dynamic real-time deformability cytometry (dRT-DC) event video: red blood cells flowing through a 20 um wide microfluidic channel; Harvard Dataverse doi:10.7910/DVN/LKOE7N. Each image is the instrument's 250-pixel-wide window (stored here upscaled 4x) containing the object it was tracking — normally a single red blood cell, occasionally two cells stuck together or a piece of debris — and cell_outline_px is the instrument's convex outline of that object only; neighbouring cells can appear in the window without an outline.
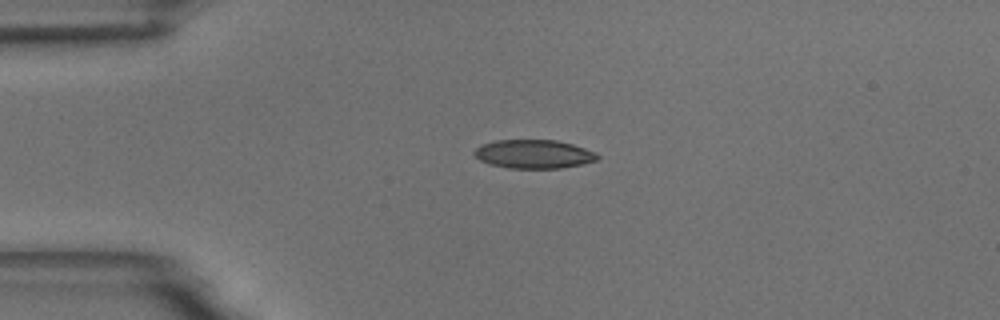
{"species": "common noctule bat (a hibernating species)", "species_latin": "Nyctalus noctula", "temperature_condition": "room temperature", "stored_images_in_passage": 43, "camera_frame_rate_fps": 3000, "um_per_image_px": 0.085, "animal": {"sex": "male", "body_mass_g": 18.8}, "frame": {"image": 1, "passage_image": 1, "time_ms": 0.0, "image_size_px": [1000, 320], "cell_outline_px": [[600, 156], [596, 160], [580, 164], [560, 168], [508, 168], [492, 164], [480, 160], [472, 152], [480, 144], [496, 140], [556, 140], [572, 144], [596, 152]], "centroid_in_image_um": [45.35, 13.08], "position_along_channel_um": 39.6, "area_um2": 20.46}}
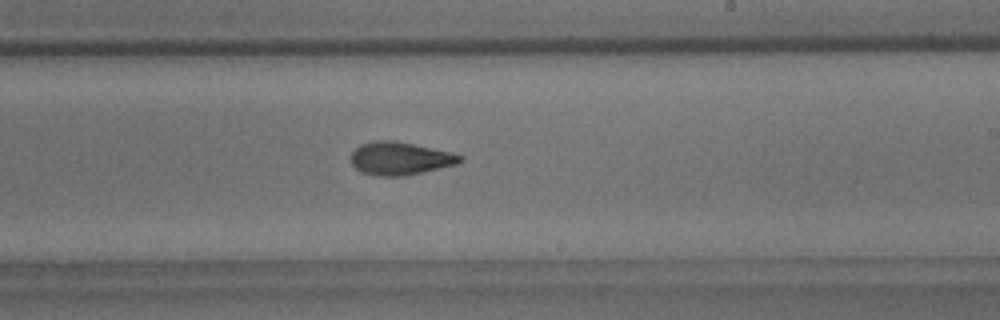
{"frame": {"image": 2, "passage_image": 21, "time_ms": 6.667, "image_size_px": [1000, 320], "cell_outline_px": [[464, 160], [456, 164], [404, 176], [376, 176], [360, 172], [352, 164], [352, 152], [360, 144], [376, 140], [392, 140], [432, 148], [464, 156]], "centroid_in_image_um": [33.98, 13.47], "position_along_channel_um": 255.0, "area_um2": 20.75}}
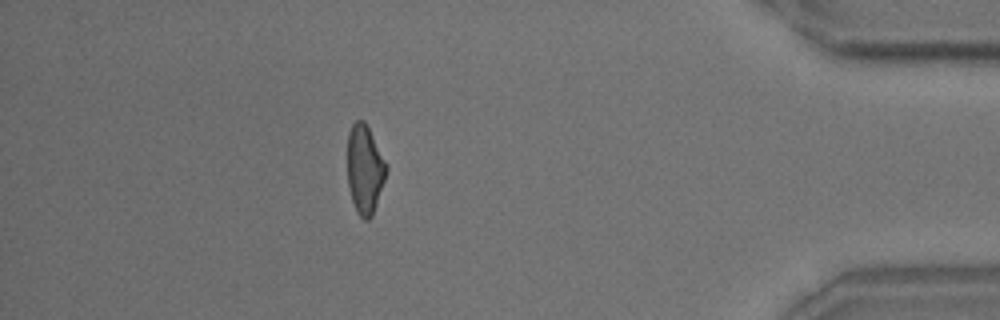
{"frame": {"image": 3, "passage_image": 37, "time_ms": 12.0, "image_size_px": [1000, 320], "cell_outline_px": [[388, 168], [372, 216], [368, 220], [364, 220], [356, 212], [352, 200], [348, 184], [348, 132], [352, 124], [356, 120], [364, 120], [388, 164]], "centroid_in_image_um": [31.01, 14.38], "position_along_channel_um": 404.2, "area_um2": 20.06}, "authors_computed_cell_mechanics": {"area_um2": 20.6924, "velocity_mm_per_s": 3.639, "shape_relaxation_time_tau1_ms": 5.9355, "shape_relaxation_time_tau2_ms": 2.6958, "deformation_change_tau1": 0.1654, "deformation_change_tau2": 0.0889}}